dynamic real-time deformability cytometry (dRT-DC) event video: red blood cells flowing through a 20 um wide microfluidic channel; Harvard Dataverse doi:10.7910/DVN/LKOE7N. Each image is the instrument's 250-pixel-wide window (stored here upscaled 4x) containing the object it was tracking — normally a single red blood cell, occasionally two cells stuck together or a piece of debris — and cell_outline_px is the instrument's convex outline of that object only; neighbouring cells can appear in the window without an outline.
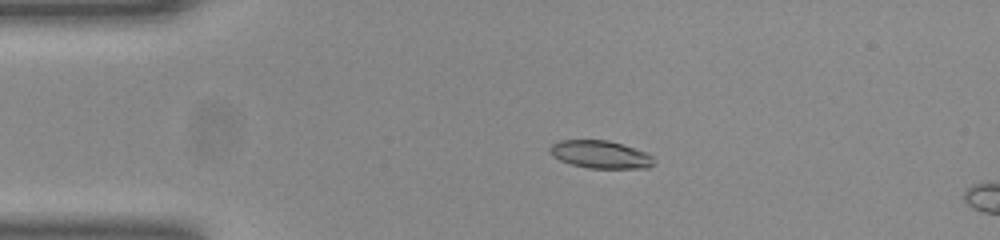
{"species": "common noctule bat (a hibernating species)", "species_latin": "Nyctalus noctula", "temperature_condition": "room temperature", "stored_images_in_passage": 9, "camera_frame_rate_fps": 3000, "um_per_image_px": 0.085, "animal": {"sex": "female", "body_mass_g": 23.0, "forearm_length_mm": 53.4}, "frame": {"image": 1, "passage_image": 6, "time_ms": 1.667, "image_size_px": [1000, 240], "cell_outline_px": [[656, 160], [648, 168], [588, 168], [572, 164], [560, 160], [552, 156], [548, 152], [548, 148], [552, 144], [560, 140], [608, 140], [648, 152]], "centroid_in_image_um": [51.03, 13.12], "position_along_channel_um": 34.0, "area_um2": 16.94}}